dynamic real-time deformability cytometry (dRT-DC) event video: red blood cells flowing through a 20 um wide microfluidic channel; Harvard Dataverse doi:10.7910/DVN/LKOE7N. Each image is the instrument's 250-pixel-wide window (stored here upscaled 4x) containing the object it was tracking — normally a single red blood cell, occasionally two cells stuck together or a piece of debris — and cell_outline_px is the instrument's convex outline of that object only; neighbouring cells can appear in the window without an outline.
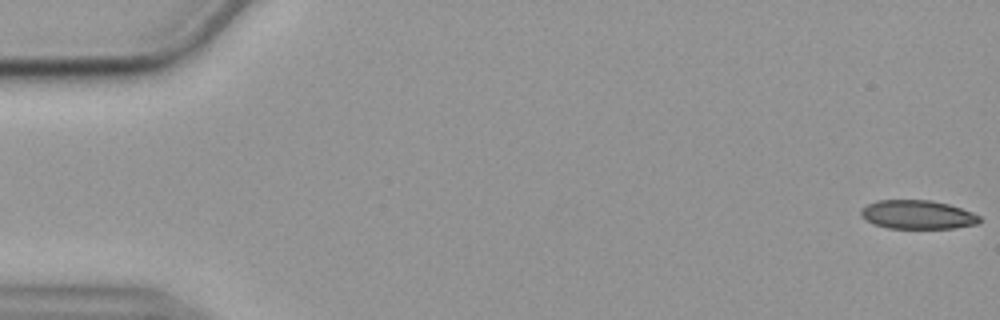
{"species": "common noctule bat (a hibernating species)", "species_latin": "Nyctalus noctula", "temperature_condition": "cold", "stored_images_in_passage": 55, "camera_frame_rate_fps": 3000, "um_per_image_px": 0.085, "animal": {"sex": "female", "body_mass_g": 19.9}, "frame": {"image": 1, "passage_image": 1, "time_ms": 0.0, "image_size_px": [1000, 320], "cell_outline_px": [[980, 220], [976, 224], [952, 228], [888, 228], [872, 224], [864, 220], [860, 216], [860, 208], [876, 200], [932, 200], [948, 204], [972, 212], [980, 216]], "centroid_in_image_um": [77.92, 18.24], "position_along_channel_um": 7.1, "area_um2": 20.0}}
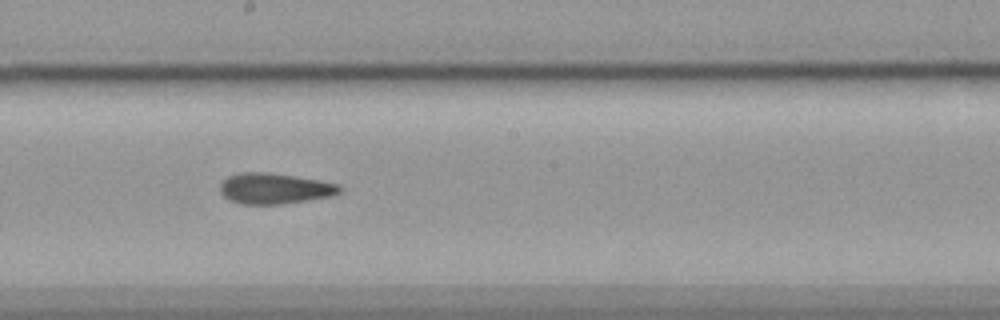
{"frame": {"image": 2, "passage_image": 31, "time_ms": 10.0, "image_size_px": [1000, 320], "cell_outline_px": [[344, 188], [340, 192], [332, 196], [280, 204], [240, 204], [228, 200], [220, 192], [220, 184], [228, 176], [240, 172], [268, 172], [296, 176], [320, 180], [340, 184]], "centroid_in_image_um": [23.35, 16.01], "position_along_channel_um": 224.9, "area_um2": 21.62}}
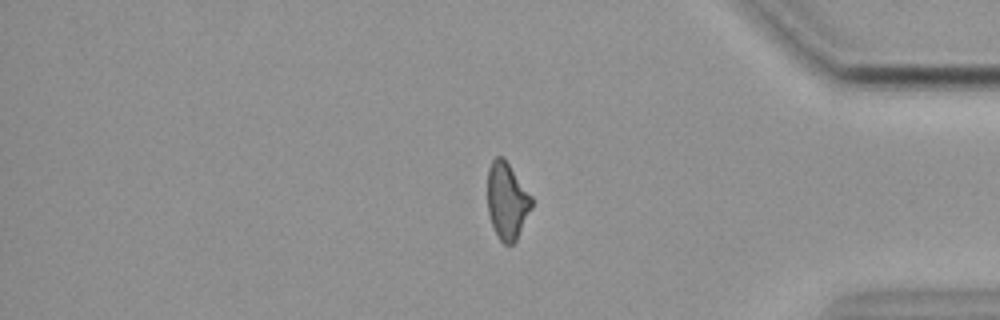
{"frame": {"image": 3, "passage_image": 47, "time_ms": 15.333, "image_size_px": [1000, 320], "cell_outline_px": [[532, 208], [516, 240], [512, 244], [504, 244], [500, 240], [492, 224], [488, 212], [488, 168], [492, 160], [496, 156], [504, 156], [532, 196]], "centroid_in_image_um": [43.1, 17.04], "position_along_channel_um": 392.1, "area_um2": 19.77}}